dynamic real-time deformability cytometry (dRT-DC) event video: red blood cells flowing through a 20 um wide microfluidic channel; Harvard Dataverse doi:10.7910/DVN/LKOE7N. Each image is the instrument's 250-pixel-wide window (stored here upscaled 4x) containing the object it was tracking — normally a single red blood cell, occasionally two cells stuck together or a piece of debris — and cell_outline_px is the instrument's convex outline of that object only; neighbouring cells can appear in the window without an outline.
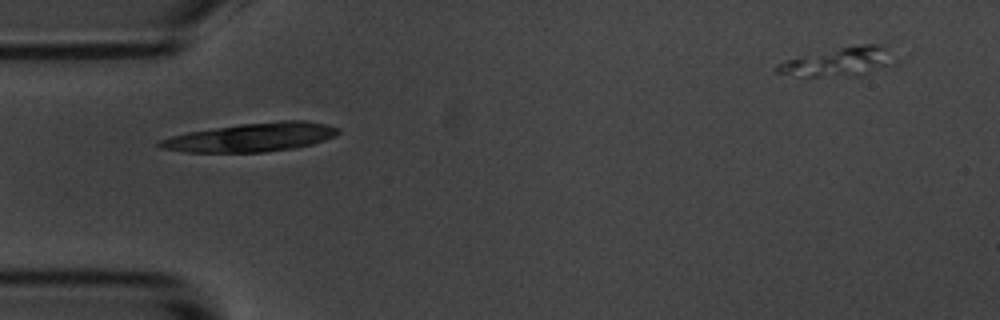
{"species": "common noctule bat (a hibernating species)", "species_latin": "Nyctalus noctula", "temperature_condition": "room temperature", "stored_images_in_passage": 5, "camera_frame_rate_fps": 3000, "um_per_image_px": 0.085, "animal": {"sex": "male", "body_mass_g": 20.1, "forearm_length_mm": 53.5}, "frame": {"image": 1, "passage_image": 2, "time_ms": 1.0, "image_size_px": [1000, 320], "cell_outline_px": [[340, 132], [336, 136], [312, 144], [296, 148], [264, 152], [184, 152], [160, 148], [156, 144], [156, 140], [188, 132], [240, 124], [284, 120], [304, 120], [328, 124], [340, 128]], "centroid_in_image_um": [21.38, 11.67], "position_along_channel_um": 63.6, "area_um2": 30.06}}